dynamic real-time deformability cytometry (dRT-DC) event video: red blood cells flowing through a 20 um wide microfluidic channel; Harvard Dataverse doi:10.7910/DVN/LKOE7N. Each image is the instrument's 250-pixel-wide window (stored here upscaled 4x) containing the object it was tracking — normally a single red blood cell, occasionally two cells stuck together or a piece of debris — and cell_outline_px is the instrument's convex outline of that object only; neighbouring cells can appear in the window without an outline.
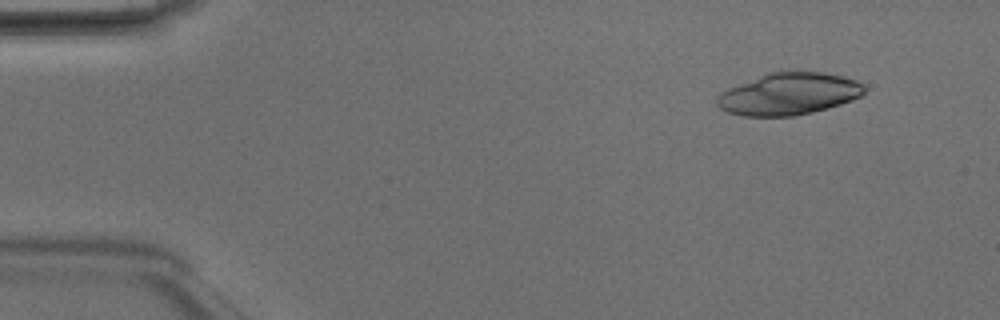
{"species": "Egyptian fruit bat (a non-hibernating species)", "species_latin": "Rousettus aegyptiacus", "temperature_condition": "room temperature", "stored_images_in_passage": 4, "camera_frame_rate_fps": 3000, "um_per_image_px": 0.085, "animal": {"sex": "male"}, "frame": {"image": 1, "passage_image": 2, "time_ms": 0.333, "image_size_px": [1000, 320], "cell_outline_px": [[864, 96], [828, 108], [812, 112], [792, 116], [744, 116], [728, 112], [720, 108], [716, 104], [716, 96], [720, 92], [728, 88], [768, 72], [824, 72], [856, 80], [864, 84]], "centroid_in_image_um": [67.04, 7.99], "position_along_channel_um": 18.0, "area_um2": 36.07}}